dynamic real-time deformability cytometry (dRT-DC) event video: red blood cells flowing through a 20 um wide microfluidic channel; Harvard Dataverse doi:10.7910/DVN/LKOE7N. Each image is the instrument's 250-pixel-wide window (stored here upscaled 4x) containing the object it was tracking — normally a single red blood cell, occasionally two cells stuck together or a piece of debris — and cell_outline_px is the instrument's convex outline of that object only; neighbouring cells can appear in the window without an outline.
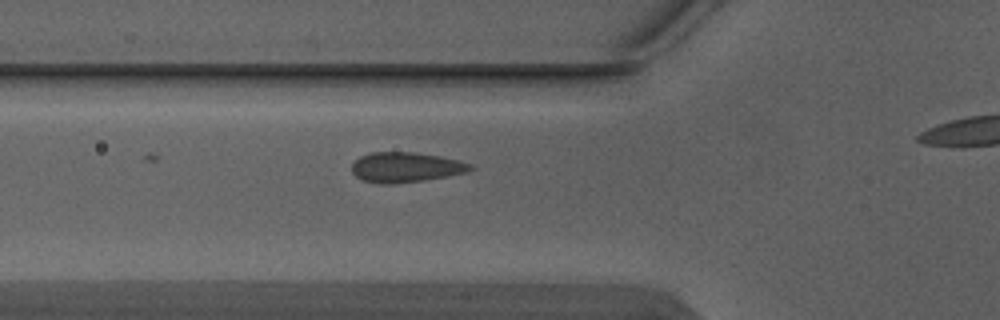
{"species": "Egyptian fruit bat (a non-hibernating species)", "species_latin": "Rousettus aegyptiacus", "temperature_condition": "warm", "stored_images_in_passage": 6, "segment_of_instrument_passage": [1, 2], "camera_frame_rate_fps": 3000, "um_per_image_px": 0.085, "animal": {"sex": "male"}, "frame": {"image": 1, "passage_image": 5, "time_ms": 1.333, "image_size_px": [1000, 320], "cell_outline_px": [[476, 168], [468, 172], [448, 176], [424, 180], [392, 184], [380, 184], [360, 180], [352, 172], [352, 164], [360, 156], [372, 152], [412, 152], [440, 156], [472, 164]], "centroid_in_image_um": [34.49, 14.22], "position_along_channel_um": 91.3, "area_um2": 20.87}}